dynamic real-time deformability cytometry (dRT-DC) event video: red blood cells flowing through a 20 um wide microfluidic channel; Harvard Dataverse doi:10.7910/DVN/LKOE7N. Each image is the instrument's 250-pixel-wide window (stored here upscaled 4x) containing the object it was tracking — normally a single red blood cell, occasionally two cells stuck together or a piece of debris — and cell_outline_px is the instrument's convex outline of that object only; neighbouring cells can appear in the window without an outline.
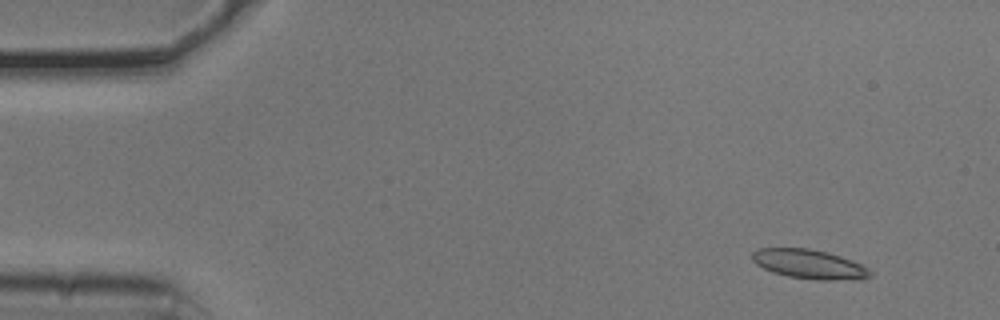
{"species": "common noctule bat (a hibernating species)", "species_latin": "Nyctalus noctula", "temperature_condition": "cold", "stored_images_in_passage": 11, "camera_frame_rate_fps": 3000, "um_per_image_px": 0.085, "animal": {"sex": "male", "body_mass_g": 20.5, "forearm_length_mm": 52.5}, "frame": {"image": 1, "passage_image": 4, "time_ms": 1.0, "image_size_px": [1000, 320], "cell_outline_px": [[872, 276], [860, 280], [816, 280], [788, 276], [772, 272], [756, 264], [752, 260], [752, 252], [756, 248], [808, 248], [828, 252], [864, 264], [872, 272]], "centroid_in_image_um": [68.83, 22.46], "position_along_channel_um": 16.2, "area_um2": 20.46}}